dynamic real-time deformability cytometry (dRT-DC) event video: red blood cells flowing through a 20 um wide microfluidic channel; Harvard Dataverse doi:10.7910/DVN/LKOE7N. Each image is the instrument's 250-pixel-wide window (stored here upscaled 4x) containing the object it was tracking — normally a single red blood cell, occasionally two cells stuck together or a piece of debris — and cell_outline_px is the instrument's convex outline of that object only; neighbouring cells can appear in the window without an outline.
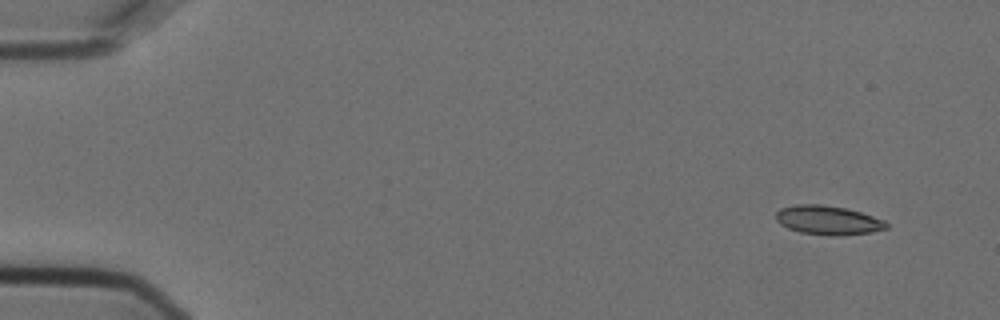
{"species": "Egyptian fruit bat (a non-hibernating species)", "species_latin": "Rousettus aegyptiacus", "temperature_condition": "cold", "stored_images_in_passage": 6, "segment_of_instrument_passage": [2, 2], "camera_frame_rate_fps": 3000, "um_per_image_px": 0.085, "animal": {"sex": "female"}, "frame": {"image": 1, "passage_image": 6, "time_ms": 1.667, "image_size_px": [1000, 320], "cell_outline_px": [[888, 228], [872, 232], [840, 236], [832, 236], [800, 232], [788, 228], [780, 224], [776, 220], [776, 212], [780, 208], [796, 204], [820, 204], [848, 208], [884, 220], [888, 224]], "centroid_in_image_um": [70.38, 18.71], "position_along_channel_um": 14.6, "area_um2": 18.84}}